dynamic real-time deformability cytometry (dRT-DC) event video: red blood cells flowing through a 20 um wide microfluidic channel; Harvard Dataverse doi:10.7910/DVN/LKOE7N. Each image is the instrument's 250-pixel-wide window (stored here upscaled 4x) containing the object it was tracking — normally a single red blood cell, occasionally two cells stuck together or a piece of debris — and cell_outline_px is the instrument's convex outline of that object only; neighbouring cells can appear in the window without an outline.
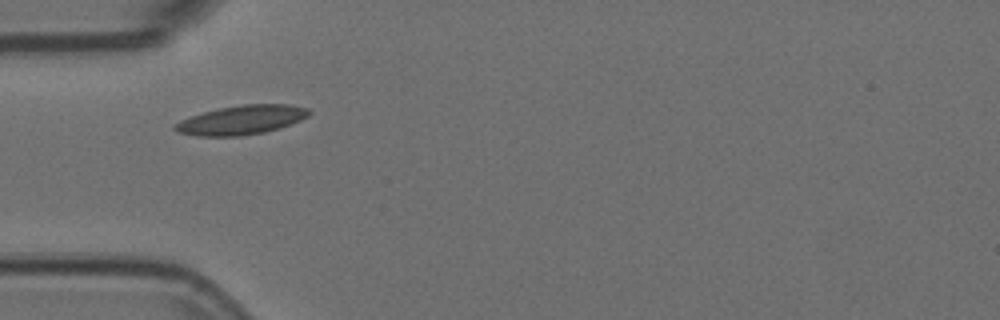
{"species": "Egyptian fruit bat (a non-hibernating species)", "species_latin": "Rousettus aegyptiacus", "temperature_condition": "room temperature", "stored_images_in_passage": 39, "camera_frame_rate_fps": 3000, "um_per_image_px": 0.085, "animal": {"sex": "female"}, "frame": {"image": 1, "passage_image": 1, "time_ms": 0.0, "image_size_px": [1000, 320], "cell_outline_px": [[312, 112], [308, 116], [300, 120], [280, 128], [264, 132], [240, 136], [196, 136], [176, 132], [172, 128], [180, 120], [204, 112], [220, 108], [244, 104], [288, 104], [308, 108]], "centroid_in_image_um": [20.53, 10.2], "position_along_channel_um": 64.5, "area_um2": 22.72}}
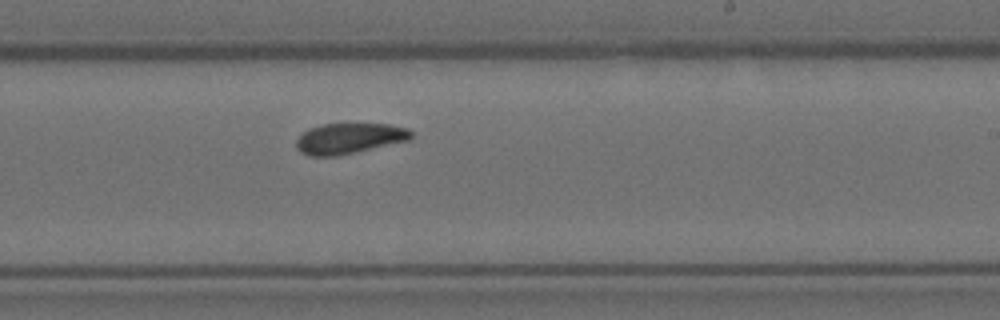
{"frame": {"image": 2, "passage_image": 17, "time_ms": 5.333, "image_size_px": [1000, 320], "cell_outline_px": [[412, 136], [408, 140], [336, 156], [308, 156], [300, 152], [296, 148], [296, 140], [308, 128], [324, 124], [388, 124], [408, 128], [412, 132]], "centroid_in_image_um": [29.64, 11.76], "position_along_channel_um": 259.4, "area_um2": 20.29}}
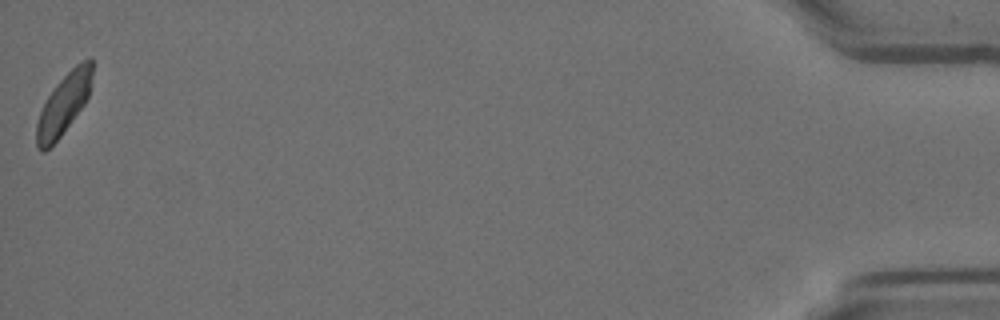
{"frame": {"image": 3, "passage_image": 39, "time_ms": 12.667, "image_size_px": [1000, 320], "cell_outline_px": [[92, 76], [88, 96], [84, 104], [60, 136], [44, 152], [40, 152], [36, 144], [36, 124], [40, 112], [48, 96], [56, 84], [76, 64], [92, 56]], "centroid_in_image_um": [5.4, 8.84], "position_along_channel_um": 429.8, "area_um2": 19.25}, "authors_computed_cell_mechanics": {"area_um2": 20.6346, "velocity_mm_per_s": 3.6641, "shape_relaxation_time_tau1_ms": 4.5562, "shape_relaxation_time_tau2_ms": 7.1923, "deformation_change_tau1": 0.1169, "deformation_change_tau2": 0.1102}}